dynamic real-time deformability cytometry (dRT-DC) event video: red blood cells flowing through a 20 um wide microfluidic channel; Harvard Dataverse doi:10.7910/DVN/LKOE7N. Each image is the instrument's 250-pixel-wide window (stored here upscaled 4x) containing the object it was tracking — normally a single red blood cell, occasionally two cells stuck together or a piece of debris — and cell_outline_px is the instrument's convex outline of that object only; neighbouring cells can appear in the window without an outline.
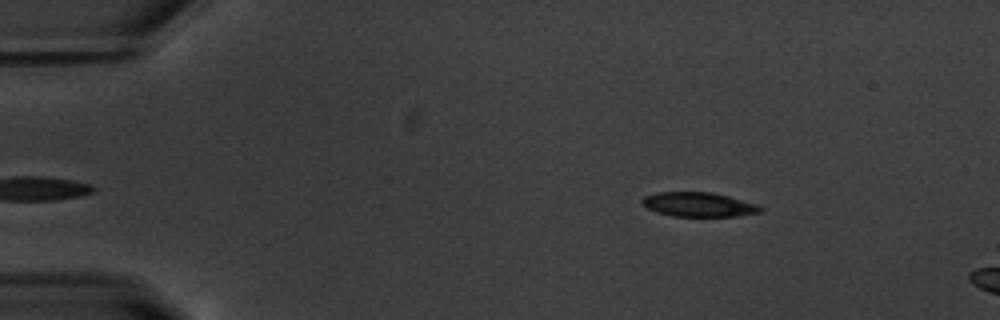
{"species": "common noctule bat (a hibernating species)", "species_latin": "Nyctalus noctula", "temperature_condition": "warm", "stored_images_in_passage": 7, "camera_frame_rate_fps": 3000, "um_per_image_px": 0.085, "animal": {"sex": "male", "body_mass_g": 20.1, "forearm_length_mm": 53.5}, "frame": {"image": 1, "passage_image": 3, "time_ms": 0.667, "image_size_px": [1000, 320], "cell_outline_px": [[764, 208], [760, 212], [736, 216], [672, 216], [656, 212], [640, 204], [640, 200], [644, 196], [656, 192], [712, 192], [760, 204]], "centroid_in_image_um": [59.37, 17.38], "position_along_channel_um": 25.6, "area_um2": 16.99}}